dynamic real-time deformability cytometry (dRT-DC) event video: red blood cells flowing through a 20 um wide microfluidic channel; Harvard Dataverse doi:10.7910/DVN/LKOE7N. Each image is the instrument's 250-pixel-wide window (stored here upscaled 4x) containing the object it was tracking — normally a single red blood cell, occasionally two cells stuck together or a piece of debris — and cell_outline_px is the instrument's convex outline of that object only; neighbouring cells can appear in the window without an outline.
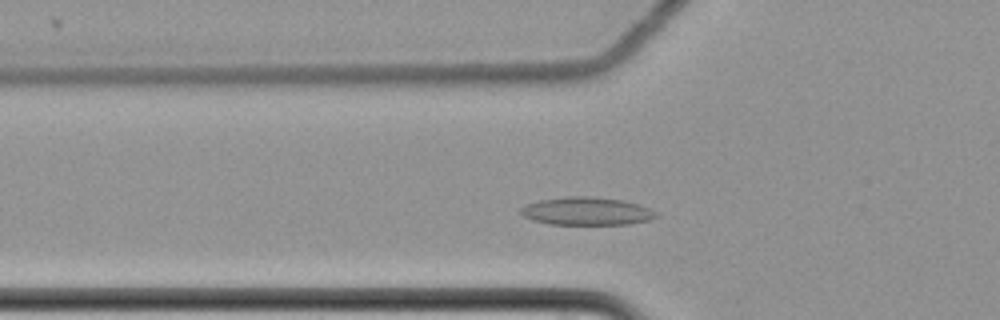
{"species": "common noctule bat (a hibernating species)", "species_latin": "Nyctalus noctula", "temperature_condition": "cold", "stored_images_in_passage": 43, "camera_frame_rate_fps": 3000, "um_per_image_px": 0.085, "animal": {"sex": "female", "body_mass_g": 22.7, "forearm_length_mm": 54.2}, "frame": {"image": 1, "passage_image": 11, "time_ms": 3.333, "image_size_px": [1000, 320], "cell_outline_px": [[660, 216], [648, 220], [628, 224], [552, 224], [532, 220], [524, 216], [520, 212], [520, 208], [528, 204], [540, 200], [568, 196], [592, 196], [624, 200], [640, 204], [656, 212]], "centroid_in_image_um": [49.9, 17.94], "position_along_channel_um": 75.9, "area_um2": 22.02}}
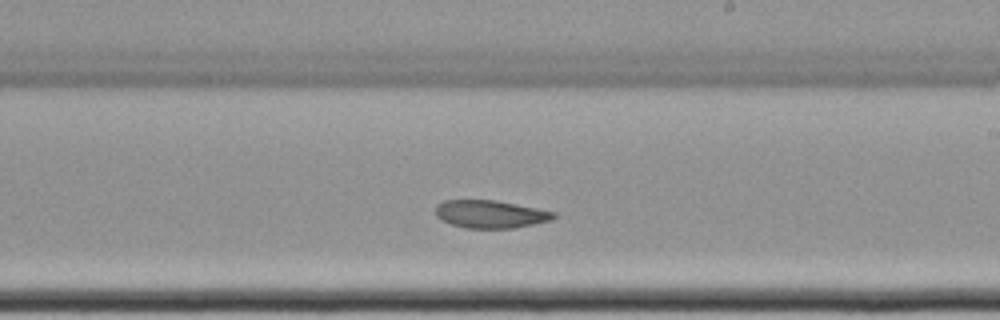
{"frame": {"image": 2, "passage_image": 26, "time_ms": 8.333, "image_size_px": [1000, 320], "cell_outline_px": [[556, 216], [552, 220], [512, 228], [464, 228], [440, 220], [436, 216], [436, 204], [444, 200], [496, 200], [556, 212]], "centroid_in_image_um": [41.66, 18.2], "position_along_channel_um": 247.3, "area_um2": 19.13}}
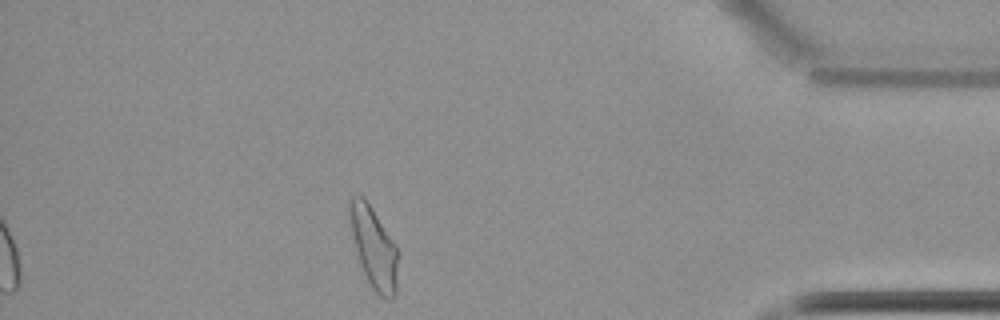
{"frame": {"image": 3, "passage_image": 43, "time_ms": 14.0, "image_size_px": [1000, 320], "cell_outline_px": [[396, 292], [392, 300], [388, 300], [380, 296], [372, 288], [360, 264], [352, 236], [348, 212], [348, 204], [352, 196], [360, 196], [372, 208], [396, 244]], "centroid_in_image_um": [31.75, 21.05], "position_along_channel_um": 403.4, "area_um2": 22.37}, "authors_computed_cell_mechanics": {"area_um2": 20.2878, "velocity_mm_per_s": 3.4542, "shape_relaxation_time_tau1_ms": null, "shape_relaxation_time_tau2_ms": 4.2473, "deformation_change_tau1": null, "deformation_change_tau2": 0.0799}}